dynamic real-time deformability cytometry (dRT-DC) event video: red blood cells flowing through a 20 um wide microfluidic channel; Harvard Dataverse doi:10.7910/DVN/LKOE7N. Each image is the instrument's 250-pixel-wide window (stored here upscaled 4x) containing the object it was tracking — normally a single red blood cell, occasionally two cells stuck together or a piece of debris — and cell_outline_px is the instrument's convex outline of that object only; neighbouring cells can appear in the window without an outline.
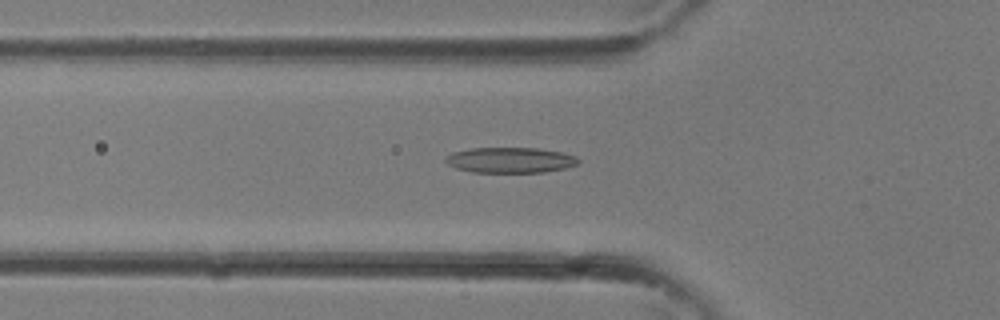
{"species": "common noctule bat (a hibernating species)", "species_latin": "Nyctalus noctula", "temperature_condition": "room temperature", "stored_images_in_passage": 33, "camera_frame_rate_fps": 3000, "um_per_image_px": 0.085, "animal": {"sex": "female"}, "frame": {"image": 1, "passage_image": 11, "time_ms": 3.333, "image_size_px": [1000, 320], "cell_outline_px": [[580, 164], [564, 168], [544, 172], [472, 172], [456, 168], [448, 164], [444, 160], [444, 156], [452, 152], [472, 148], [536, 148], [564, 152], [576, 156], [580, 160]], "centroid_in_image_um": [43.38, 13.6], "position_along_channel_um": 82.4, "area_um2": 19.88}}
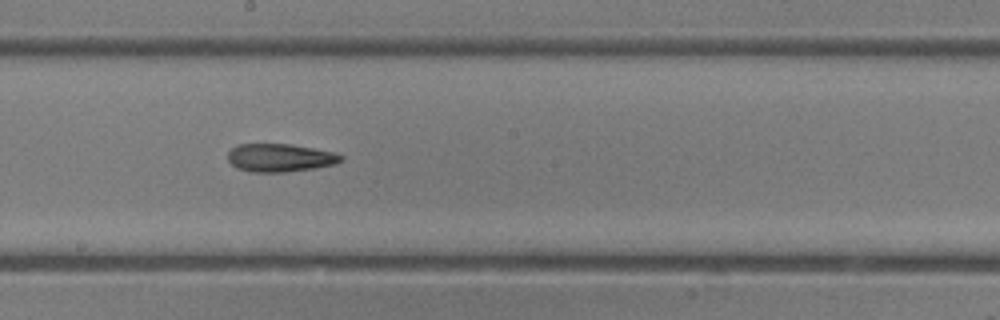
{"frame": {"image": 2, "passage_image": 18, "time_ms": 5.667, "image_size_px": [1000, 320], "cell_outline_px": [[344, 160], [336, 164], [316, 168], [288, 172], [248, 172], [236, 168], [228, 160], [228, 152], [236, 144], [292, 144], [336, 152], [344, 156]], "centroid_in_image_um": [23.84, 13.41], "position_along_channel_um": 224.4, "area_um2": 18.9}}
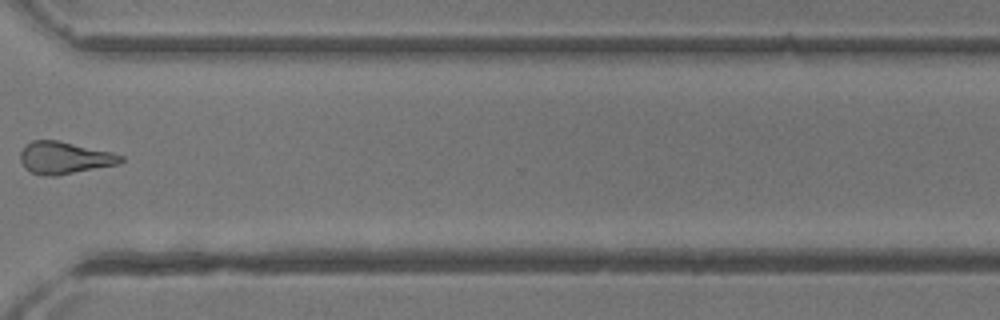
{"frame": {"image": 3, "passage_image": 25, "time_ms": 8.0, "image_size_px": [1000, 320], "cell_outline_px": [[124, 160], [120, 164], [56, 176], [48, 176], [32, 172], [24, 168], [20, 160], [20, 152], [32, 140], [56, 140], [112, 152], [124, 156]], "centroid_in_image_um": [5.5, 13.42], "position_along_channel_um": 365.1, "area_um2": 18.79}}